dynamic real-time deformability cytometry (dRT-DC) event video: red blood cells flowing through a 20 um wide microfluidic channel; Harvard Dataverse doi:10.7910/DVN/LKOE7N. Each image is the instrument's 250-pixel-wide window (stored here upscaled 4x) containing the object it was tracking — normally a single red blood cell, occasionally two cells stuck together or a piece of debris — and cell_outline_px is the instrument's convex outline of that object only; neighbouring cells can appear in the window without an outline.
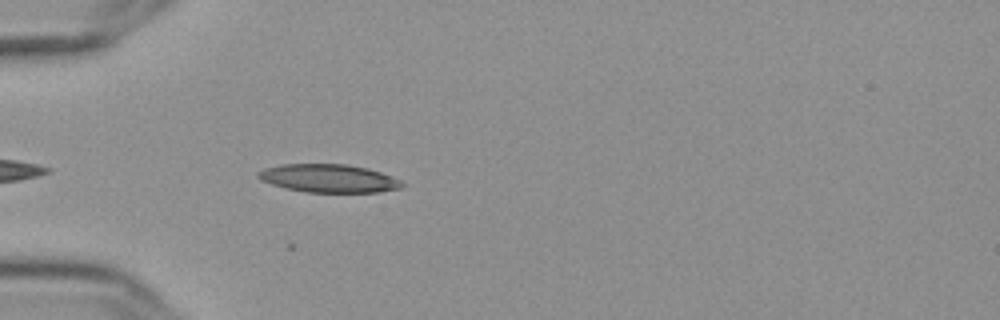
{"species": "Egyptian fruit bat (a non-hibernating species)", "species_latin": "Rousettus aegyptiacus", "temperature_condition": "cold", "stored_images_in_passage": 18, "camera_frame_rate_fps": 3000, "um_per_image_px": 0.085, "frame": {"image": 1, "passage_image": 2, "time_ms": 0.333, "image_size_px": [1000, 320], "cell_outline_px": [[404, 188], [380, 192], [308, 192], [288, 188], [272, 184], [260, 180], [256, 176], [256, 172], [264, 168], [280, 164], [348, 164], [368, 168], [392, 176], [400, 180], [404, 184]], "centroid_in_image_um": [27.96, 15.15], "position_along_channel_um": 57.0, "area_um2": 23.76}}
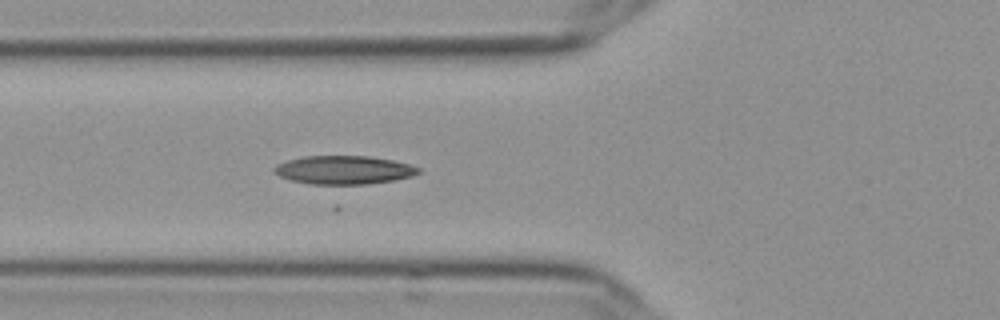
{"frame": {"image": 2, "passage_image": 6, "time_ms": 1.667, "image_size_px": [1000, 320], "cell_outline_px": [[420, 172], [412, 176], [392, 180], [368, 184], [336, 188], [308, 184], [292, 180], [280, 176], [272, 168], [276, 164], [288, 160], [304, 156], [368, 156], [392, 160], [408, 164], [420, 168]], "centroid_in_image_um": [29.19, 14.49], "position_along_channel_um": 96.6, "area_um2": 24.62}}
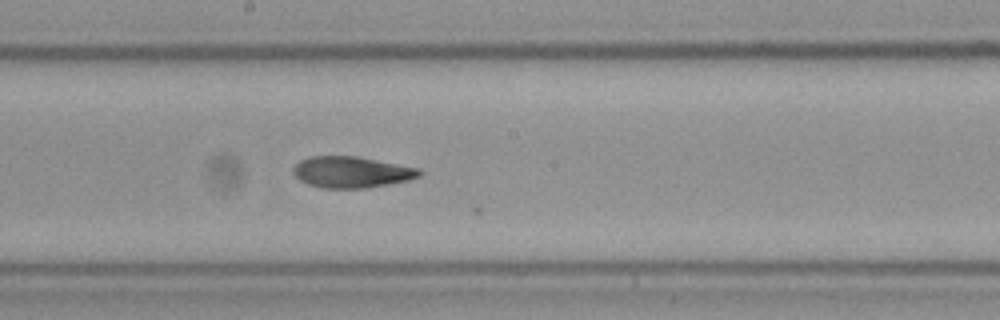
{"frame": {"image": 3, "passage_image": 16, "time_ms": 5.0, "image_size_px": [1000, 320], "cell_outline_px": [[424, 172], [420, 176], [408, 180], [388, 184], [364, 188], [324, 188], [308, 184], [300, 180], [296, 176], [292, 168], [300, 160], [308, 156], [356, 156], [420, 168]], "centroid_in_image_um": [29.89, 14.62], "position_along_channel_um": 218.3, "area_um2": 22.95}}